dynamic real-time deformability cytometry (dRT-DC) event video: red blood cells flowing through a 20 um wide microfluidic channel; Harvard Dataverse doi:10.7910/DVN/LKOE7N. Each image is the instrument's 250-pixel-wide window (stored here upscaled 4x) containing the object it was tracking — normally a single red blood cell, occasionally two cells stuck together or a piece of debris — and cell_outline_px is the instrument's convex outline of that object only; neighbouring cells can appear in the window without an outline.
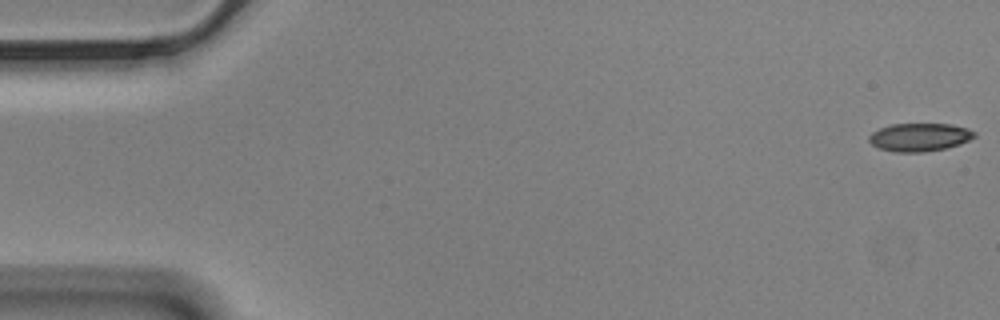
{"species": "Egyptian fruit bat (a non-hibernating species)", "species_latin": "Rousettus aegyptiacus", "temperature_condition": "cold", "stored_images_in_passage": 57, "camera_frame_rate_fps": 3000, "um_per_image_px": 0.085, "animal": {"sex": "male"}, "frame": {"image": 1, "passage_image": 1, "time_ms": 0.0, "image_size_px": [1000, 320], "cell_outline_px": [[976, 136], [960, 144], [944, 148], [924, 152], [896, 152], [880, 148], [872, 144], [868, 140], [868, 136], [872, 132], [880, 128], [892, 124], [948, 124], [968, 128], [976, 132]], "centroid_in_image_um": [78.16, 11.65], "position_along_channel_um": 6.8, "area_um2": 17.17}}
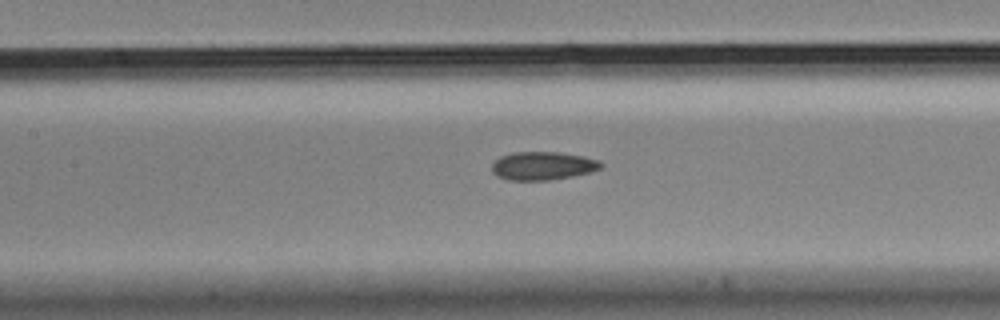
{"frame": {"image": 2, "passage_image": 26, "time_ms": 8.333, "image_size_px": [1000, 320], "cell_outline_px": [[604, 164], [600, 168], [588, 172], [572, 176], [552, 180], [508, 180], [496, 176], [492, 172], [492, 164], [500, 156], [512, 152], [560, 152], [584, 156], [600, 160]], "centroid_in_image_um": [46.13, 14.09], "position_along_channel_um": 161.3, "area_um2": 18.09}}
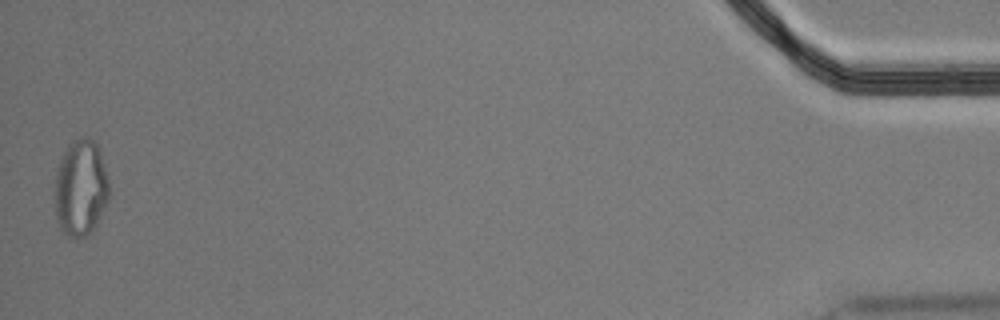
{"frame": {"image": 3, "passage_image": 57, "time_ms": 18.667, "image_size_px": [1000, 320], "cell_outline_px": [[108, 200], [100, 216], [88, 236], [68, 236], [60, 228], [56, 220], [56, 168], [68, 144], [72, 140], [80, 136], [84, 136], [92, 140], [100, 148], [108, 176]], "centroid_in_image_um": [6.87, 15.92], "position_along_channel_um": 428.3, "area_um2": 30.4}, "authors_computed_cell_mechanics": {"area_um2": 18.1492, "velocity_mm_per_s": 3.4824, "shape_relaxation_time_tau1_ms": null, "shape_relaxation_time_tau2_ms": 3.6983, "deformation_change_tau1": null, "deformation_change_tau2": 0.1014}}